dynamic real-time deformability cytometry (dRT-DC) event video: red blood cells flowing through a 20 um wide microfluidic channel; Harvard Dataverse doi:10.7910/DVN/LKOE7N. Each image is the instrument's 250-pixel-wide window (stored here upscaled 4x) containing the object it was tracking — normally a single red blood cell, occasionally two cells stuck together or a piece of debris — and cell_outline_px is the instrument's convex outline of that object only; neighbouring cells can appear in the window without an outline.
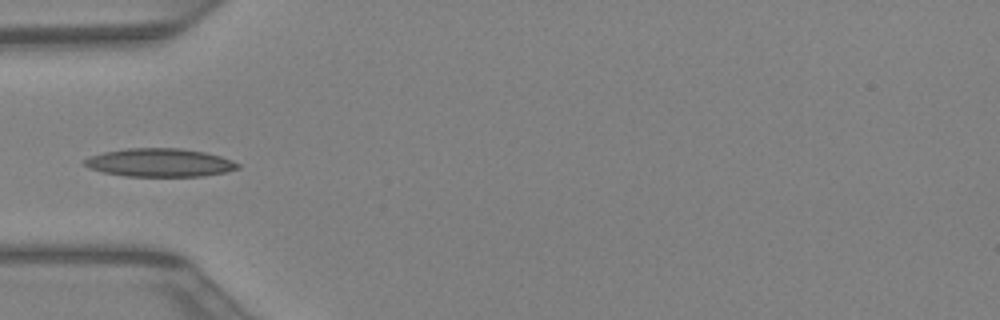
{"species": "Egyptian fruit bat (a non-hibernating species)", "species_latin": "Rousettus aegyptiacus", "temperature_condition": "warm", "stored_images_in_passage": 12, "camera_frame_rate_fps": 3000, "um_per_image_px": 0.085, "animal": {"sex": "female"}, "frame": {"image": 1, "passage_image": 9, "time_ms": 2.667, "image_size_px": [1000, 320], "cell_outline_px": [[240, 168], [224, 172], [204, 176], [124, 176], [104, 172], [88, 168], [84, 164], [84, 160], [88, 156], [104, 152], [128, 148], [180, 148], [204, 152], [220, 156], [232, 160], [240, 164]], "centroid_in_image_um": [13.57, 13.82], "position_along_channel_um": 71.4, "area_um2": 25.26}}